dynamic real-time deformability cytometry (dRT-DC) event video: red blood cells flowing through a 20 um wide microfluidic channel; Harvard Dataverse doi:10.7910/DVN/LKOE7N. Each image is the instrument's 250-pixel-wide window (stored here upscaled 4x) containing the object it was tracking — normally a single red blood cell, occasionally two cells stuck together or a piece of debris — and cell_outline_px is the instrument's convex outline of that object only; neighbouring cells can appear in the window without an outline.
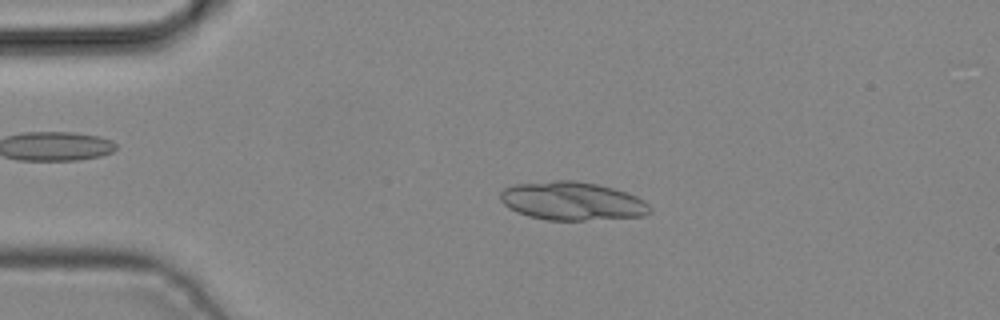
{"species": "common noctule bat (a hibernating species)", "species_latin": "Nyctalus noctula", "temperature_condition": "cold", "stored_images_in_passage": 4, "camera_frame_rate_fps": 3000, "um_per_image_px": 0.085, "animal": {"sex": "male", "body_mass_g": 19.2, "forearm_length_mm": 51.8}, "frame": {"image": 1, "passage_image": 2, "time_ms": 0.333, "image_size_px": [1000, 320], "cell_outline_px": [[652, 212], [644, 216], [584, 220], [548, 220], [528, 216], [516, 212], [508, 208], [500, 200], [500, 192], [504, 188], [516, 184], [556, 180], [576, 180], [596, 184], [612, 188], [636, 196], [644, 200], [652, 208]], "centroid_in_image_um": [48.62, 17.09], "position_along_channel_um": 36.4, "area_um2": 33.52}}